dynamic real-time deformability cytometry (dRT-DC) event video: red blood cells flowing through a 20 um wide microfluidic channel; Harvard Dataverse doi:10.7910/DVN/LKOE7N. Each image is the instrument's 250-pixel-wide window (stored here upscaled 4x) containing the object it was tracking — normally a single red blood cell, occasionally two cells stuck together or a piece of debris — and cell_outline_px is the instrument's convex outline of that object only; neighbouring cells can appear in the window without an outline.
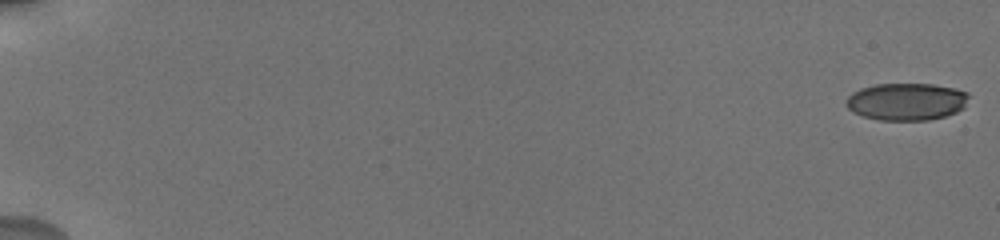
{"species": "human", "species_latin": "Homo sapiens", "temperature_condition": "cold", "stored_images_in_passage": 59, "camera_frame_rate_fps": 3000, "um_per_image_px": 0.085, "donor": {"sex": "male"}, "frame": {"image": 1, "passage_image": 1, "time_ms": 0.0, "image_size_px": [1000, 240], "cell_outline_px": [[968, 96], [964, 108], [956, 112], [944, 116], [928, 120], [880, 120], [864, 116], [852, 112], [848, 108], [844, 100], [852, 92], [860, 88], [876, 84], [932, 84], [956, 88], [968, 92]], "centroid_in_image_um": [77.03, 8.63], "position_along_channel_um": 8.0, "area_um2": 26.76}}
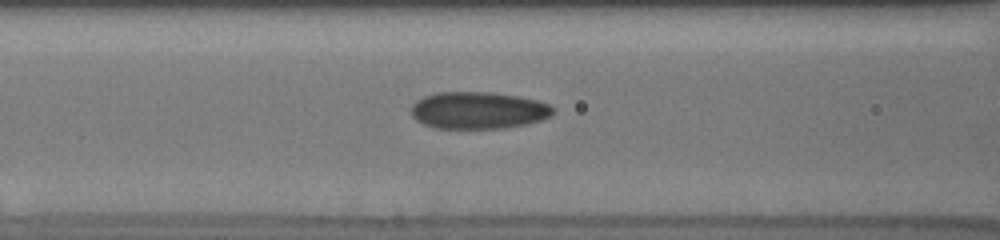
{"frame": {"image": 2, "passage_image": 33, "time_ms": 8.667, "image_size_px": [1000, 240], "cell_outline_px": [[556, 112], [552, 116], [540, 120], [524, 124], [504, 128], [432, 128], [416, 120], [412, 116], [412, 104], [416, 100], [424, 96], [436, 92], [488, 92], [516, 96], [536, 100], [548, 104], [556, 108]], "centroid_in_image_um": [40.65, 9.38], "position_along_channel_um": 125.9, "area_um2": 30.69}}
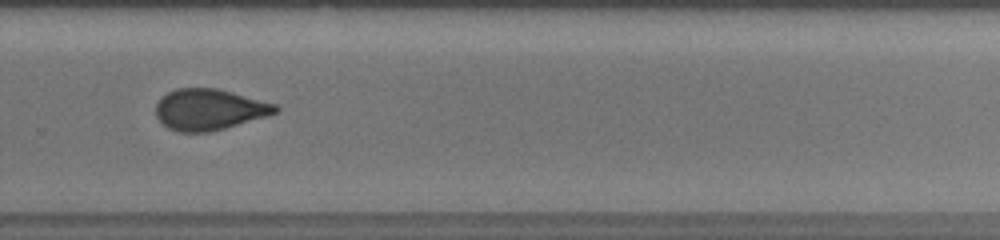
{"frame": {"image": 3, "passage_image": 44, "time_ms": 13.667, "image_size_px": [1000, 240], "cell_outline_px": [[280, 108], [276, 112], [264, 116], [224, 128], [208, 132], [180, 132], [168, 128], [156, 116], [156, 104], [168, 92], [176, 88], [216, 88], [276, 104]], "centroid_in_image_um": [17.75, 9.3], "position_along_channel_um": 312.0, "area_um2": 28.09}, "authors_computed_cell_mechanics": {"area_um2": 27.9174, "velocity_mm_per_s": 3.7336, "shape_relaxation_time_tau1_ms": 6.6844, "shape_relaxation_time_tau2_ms": 1.5843, "deformation_change_tau1": 0.1551, "deformation_change_tau2": 0.0628}}